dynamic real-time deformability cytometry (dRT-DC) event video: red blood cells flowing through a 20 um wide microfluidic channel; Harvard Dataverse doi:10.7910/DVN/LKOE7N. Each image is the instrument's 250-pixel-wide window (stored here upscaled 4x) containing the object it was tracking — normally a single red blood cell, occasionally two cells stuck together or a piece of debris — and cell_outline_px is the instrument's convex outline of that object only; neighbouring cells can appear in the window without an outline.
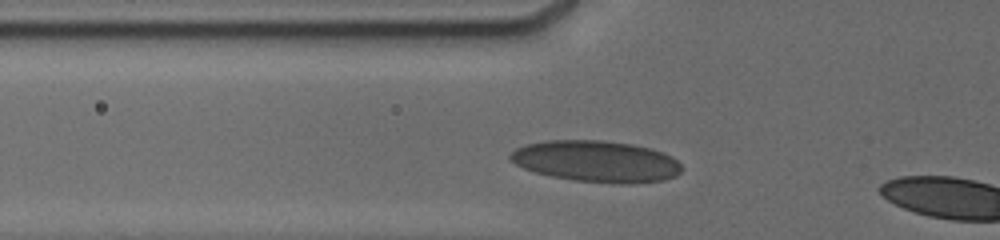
{"species": "human", "species_latin": "Homo sapiens", "temperature_condition": "cold", "stored_images_in_passage": 12, "camera_frame_rate_fps": 3000, "um_per_image_px": 0.085, "donor": {"sex": "male"}, "frame": {"image": 1, "passage_image": 11, "time_ms": 3.0, "image_size_px": [1000, 240], "cell_outline_px": [[684, 168], [676, 176], [664, 180], [628, 184], [620, 184], [576, 180], [552, 176], [536, 172], [524, 168], [516, 164], [508, 156], [516, 148], [528, 144], [548, 140], [600, 140], [632, 144], [652, 148], [672, 156]], "centroid_in_image_um": [50.74, 13.71], "position_along_channel_um": 75.1, "area_um2": 41.27}}